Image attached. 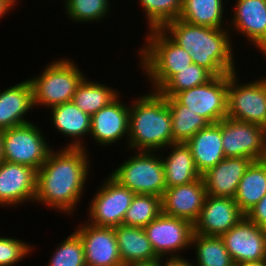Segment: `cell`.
Segmentation results:
<instances>
[{"label":"cell","instance_id":"obj_7","mask_svg":"<svg viewBox=\"0 0 266 266\" xmlns=\"http://www.w3.org/2000/svg\"><path fill=\"white\" fill-rule=\"evenodd\" d=\"M238 76L228 73L227 117L266 128V77L242 84Z\"/></svg>","mask_w":266,"mask_h":266},{"label":"cell","instance_id":"obj_4","mask_svg":"<svg viewBox=\"0 0 266 266\" xmlns=\"http://www.w3.org/2000/svg\"><path fill=\"white\" fill-rule=\"evenodd\" d=\"M149 32V33H148ZM145 44L138 50L139 66L153 91H158L174 74L193 64L190 53L175 43L161 28L145 34Z\"/></svg>","mask_w":266,"mask_h":266},{"label":"cell","instance_id":"obj_16","mask_svg":"<svg viewBox=\"0 0 266 266\" xmlns=\"http://www.w3.org/2000/svg\"><path fill=\"white\" fill-rule=\"evenodd\" d=\"M244 217L234 198L207 194L199 217L193 224L194 234L221 236Z\"/></svg>","mask_w":266,"mask_h":266},{"label":"cell","instance_id":"obj_22","mask_svg":"<svg viewBox=\"0 0 266 266\" xmlns=\"http://www.w3.org/2000/svg\"><path fill=\"white\" fill-rule=\"evenodd\" d=\"M50 118L56 131L65 135L64 137L72 138L65 147L84 148L85 135L90 136L91 116L84 113L72 101L51 107Z\"/></svg>","mask_w":266,"mask_h":266},{"label":"cell","instance_id":"obj_6","mask_svg":"<svg viewBox=\"0 0 266 266\" xmlns=\"http://www.w3.org/2000/svg\"><path fill=\"white\" fill-rule=\"evenodd\" d=\"M133 154L110 176L135 194L161 197L167 187L160 152L133 151Z\"/></svg>","mask_w":266,"mask_h":266},{"label":"cell","instance_id":"obj_29","mask_svg":"<svg viewBox=\"0 0 266 266\" xmlns=\"http://www.w3.org/2000/svg\"><path fill=\"white\" fill-rule=\"evenodd\" d=\"M170 114L173 143H186L210 123L202 116L181 105L174 97H166Z\"/></svg>","mask_w":266,"mask_h":266},{"label":"cell","instance_id":"obj_31","mask_svg":"<svg viewBox=\"0 0 266 266\" xmlns=\"http://www.w3.org/2000/svg\"><path fill=\"white\" fill-rule=\"evenodd\" d=\"M161 214V197L135 194L125 212L123 225L144 228Z\"/></svg>","mask_w":266,"mask_h":266},{"label":"cell","instance_id":"obj_43","mask_svg":"<svg viewBox=\"0 0 266 266\" xmlns=\"http://www.w3.org/2000/svg\"><path fill=\"white\" fill-rule=\"evenodd\" d=\"M260 161L266 166V142L264 144V151Z\"/></svg>","mask_w":266,"mask_h":266},{"label":"cell","instance_id":"obj_23","mask_svg":"<svg viewBox=\"0 0 266 266\" xmlns=\"http://www.w3.org/2000/svg\"><path fill=\"white\" fill-rule=\"evenodd\" d=\"M195 165L202 175L225 158L221 136V121L199 130L187 142Z\"/></svg>","mask_w":266,"mask_h":266},{"label":"cell","instance_id":"obj_40","mask_svg":"<svg viewBox=\"0 0 266 266\" xmlns=\"http://www.w3.org/2000/svg\"><path fill=\"white\" fill-rule=\"evenodd\" d=\"M126 266H159V258L152 261L132 263Z\"/></svg>","mask_w":266,"mask_h":266},{"label":"cell","instance_id":"obj_17","mask_svg":"<svg viewBox=\"0 0 266 266\" xmlns=\"http://www.w3.org/2000/svg\"><path fill=\"white\" fill-rule=\"evenodd\" d=\"M235 1L230 20L232 22H228L231 24L228 25L229 31L241 33L240 36L247 38L245 41L248 40L251 45L256 46L255 49L266 54V0Z\"/></svg>","mask_w":266,"mask_h":266},{"label":"cell","instance_id":"obj_15","mask_svg":"<svg viewBox=\"0 0 266 266\" xmlns=\"http://www.w3.org/2000/svg\"><path fill=\"white\" fill-rule=\"evenodd\" d=\"M74 231L83 242L86 266H124L114 228L95 226L86 221Z\"/></svg>","mask_w":266,"mask_h":266},{"label":"cell","instance_id":"obj_11","mask_svg":"<svg viewBox=\"0 0 266 266\" xmlns=\"http://www.w3.org/2000/svg\"><path fill=\"white\" fill-rule=\"evenodd\" d=\"M144 230L158 258L182 256L180 252L191 249L194 226L187 220L161 213Z\"/></svg>","mask_w":266,"mask_h":266},{"label":"cell","instance_id":"obj_28","mask_svg":"<svg viewBox=\"0 0 266 266\" xmlns=\"http://www.w3.org/2000/svg\"><path fill=\"white\" fill-rule=\"evenodd\" d=\"M94 81L91 82L88 77H85L78 85L72 98V102L90 116L109 105L121 94L114 87Z\"/></svg>","mask_w":266,"mask_h":266},{"label":"cell","instance_id":"obj_24","mask_svg":"<svg viewBox=\"0 0 266 266\" xmlns=\"http://www.w3.org/2000/svg\"><path fill=\"white\" fill-rule=\"evenodd\" d=\"M167 149L171 151L167 155H161L167 188L189 184L202 177L186 143H173L164 151Z\"/></svg>","mask_w":266,"mask_h":266},{"label":"cell","instance_id":"obj_37","mask_svg":"<svg viewBox=\"0 0 266 266\" xmlns=\"http://www.w3.org/2000/svg\"><path fill=\"white\" fill-rule=\"evenodd\" d=\"M245 216L266 230V195Z\"/></svg>","mask_w":266,"mask_h":266},{"label":"cell","instance_id":"obj_34","mask_svg":"<svg viewBox=\"0 0 266 266\" xmlns=\"http://www.w3.org/2000/svg\"><path fill=\"white\" fill-rule=\"evenodd\" d=\"M147 21V28H162L171 20L178 19L183 0H138Z\"/></svg>","mask_w":266,"mask_h":266},{"label":"cell","instance_id":"obj_1","mask_svg":"<svg viewBox=\"0 0 266 266\" xmlns=\"http://www.w3.org/2000/svg\"><path fill=\"white\" fill-rule=\"evenodd\" d=\"M63 148H52L37 171L34 203L72 216L83 198L91 161L84 148Z\"/></svg>","mask_w":266,"mask_h":266},{"label":"cell","instance_id":"obj_45","mask_svg":"<svg viewBox=\"0 0 266 266\" xmlns=\"http://www.w3.org/2000/svg\"><path fill=\"white\" fill-rule=\"evenodd\" d=\"M230 266H240L238 263H232Z\"/></svg>","mask_w":266,"mask_h":266},{"label":"cell","instance_id":"obj_27","mask_svg":"<svg viewBox=\"0 0 266 266\" xmlns=\"http://www.w3.org/2000/svg\"><path fill=\"white\" fill-rule=\"evenodd\" d=\"M224 1L227 0H183L179 19L193 25L228 28V25L224 24L226 22L224 14H227L224 13L226 8Z\"/></svg>","mask_w":266,"mask_h":266},{"label":"cell","instance_id":"obj_10","mask_svg":"<svg viewBox=\"0 0 266 266\" xmlns=\"http://www.w3.org/2000/svg\"><path fill=\"white\" fill-rule=\"evenodd\" d=\"M228 74L214 76L207 83L176 93L173 97L210 124L227 117Z\"/></svg>","mask_w":266,"mask_h":266},{"label":"cell","instance_id":"obj_2","mask_svg":"<svg viewBox=\"0 0 266 266\" xmlns=\"http://www.w3.org/2000/svg\"><path fill=\"white\" fill-rule=\"evenodd\" d=\"M175 43L190 53L193 63L213 76L236 72L233 42L229 29L193 25L181 19L161 28ZM230 32V34H229Z\"/></svg>","mask_w":266,"mask_h":266},{"label":"cell","instance_id":"obj_36","mask_svg":"<svg viewBox=\"0 0 266 266\" xmlns=\"http://www.w3.org/2000/svg\"><path fill=\"white\" fill-rule=\"evenodd\" d=\"M34 245L16 237L0 236V266H14L30 255Z\"/></svg>","mask_w":266,"mask_h":266},{"label":"cell","instance_id":"obj_14","mask_svg":"<svg viewBox=\"0 0 266 266\" xmlns=\"http://www.w3.org/2000/svg\"><path fill=\"white\" fill-rule=\"evenodd\" d=\"M37 170L18 163H0V206L19 207L34 202ZM17 205V206H16Z\"/></svg>","mask_w":266,"mask_h":266},{"label":"cell","instance_id":"obj_19","mask_svg":"<svg viewBox=\"0 0 266 266\" xmlns=\"http://www.w3.org/2000/svg\"><path fill=\"white\" fill-rule=\"evenodd\" d=\"M119 95L109 105L91 116L90 138L95 145L111 146L124 138L128 140L129 105L121 101ZM113 143V144H112Z\"/></svg>","mask_w":266,"mask_h":266},{"label":"cell","instance_id":"obj_42","mask_svg":"<svg viewBox=\"0 0 266 266\" xmlns=\"http://www.w3.org/2000/svg\"><path fill=\"white\" fill-rule=\"evenodd\" d=\"M3 161V130H0V163Z\"/></svg>","mask_w":266,"mask_h":266},{"label":"cell","instance_id":"obj_30","mask_svg":"<svg viewBox=\"0 0 266 266\" xmlns=\"http://www.w3.org/2000/svg\"><path fill=\"white\" fill-rule=\"evenodd\" d=\"M191 247L196 255L193 266H230L233 263L220 236L193 234Z\"/></svg>","mask_w":266,"mask_h":266},{"label":"cell","instance_id":"obj_26","mask_svg":"<svg viewBox=\"0 0 266 266\" xmlns=\"http://www.w3.org/2000/svg\"><path fill=\"white\" fill-rule=\"evenodd\" d=\"M266 195V166L252 161L240 180L234 196L241 212L246 215Z\"/></svg>","mask_w":266,"mask_h":266},{"label":"cell","instance_id":"obj_32","mask_svg":"<svg viewBox=\"0 0 266 266\" xmlns=\"http://www.w3.org/2000/svg\"><path fill=\"white\" fill-rule=\"evenodd\" d=\"M65 14L75 23L99 22L110 14L111 0H64Z\"/></svg>","mask_w":266,"mask_h":266},{"label":"cell","instance_id":"obj_12","mask_svg":"<svg viewBox=\"0 0 266 266\" xmlns=\"http://www.w3.org/2000/svg\"><path fill=\"white\" fill-rule=\"evenodd\" d=\"M221 136L225 157L261 159L266 142V128L229 117L221 120Z\"/></svg>","mask_w":266,"mask_h":266},{"label":"cell","instance_id":"obj_33","mask_svg":"<svg viewBox=\"0 0 266 266\" xmlns=\"http://www.w3.org/2000/svg\"><path fill=\"white\" fill-rule=\"evenodd\" d=\"M214 76L205 68L193 63L174 74L158 92L163 97H173L176 93L203 85Z\"/></svg>","mask_w":266,"mask_h":266},{"label":"cell","instance_id":"obj_38","mask_svg":"<svg viewBox=\"0 0 266 266\" xmlns=\"http://www.w3.org/2000/svg\"><path fill=\"white\" fill-rule=\"evenodd\" d=\"M159 266H193V263L190 262V260L188 261V259H186V257L182 258V256L159 257Z\"/></svg>","mask_w":266,"mask_h":266},{"label":"cell","instance_id":"obj_9","mask_svg":"<svg viewBox=\"0 0 266 266\" xmlns=\"http://www.w3.org/2000/svg\"><path fill=\"white\" fill-rule=\"evenodd\" d=\"M92 195L87 222L95 226L115 228L123 223L125 212L135 193L120 185L110 175Z\"/></svg>","mask_w":266,"mask_h":266},{"label":"cell","instance_id":"obj_13","mask_svg":"<svg viewBox=\"0 0 266 266\" xmlns=\"http://www.w3.org/2000/svg\"><path fill=\"white\" fill-rule=\"evenodd\" d=\"M220 237L233 263L266 258V230L251 222L246 216Z\"/></svg>","mask_w":266,"mask_h":266},{"label":"cell","instance_id":"obj_44","mask_svg":"<svg viewBox=\"0 0 266 266\" xmlns=\"http://www.w3.org/2000/svg\"><path fill=\"white\" fill-rule=\"evenodd\" d=\"M15 7H16V4H17V2H20V0L18 1V0H9Z\"/></svg>","mask_w":266,"mask_h":266},{"label":"cell","instance_id":"obj_41","mask_svg":"<svg viewBox=\"0 0 266 266\" xmlns=\"http://www.w3.org/2000/svg\"><path fill=\"white\" fill-rule=\"evenodd\" d=\"M240 266H266V258L259 261H250L239 263Z\"/></svg>","mask_w":266,"mask_h":266},{"label":"cell","instance_id":"obj_25","mask_svg":"<svg viewBox=\"0 0 266 266\" xmlns=\"http://www.w3.org/2000/svg\"><path fill=\"white\" fill-rule=\"evenodd\" d=\"M116 241L124 266L157 259L144 228L119 225L114 228Z\"/></svg>","mask_w":266,"mask_h":266},{"label":"cell","instance_id":"obj_20","mask_svg":"<svg viewBox=\"0 0 266 266\" xmlns=\"http://www.w3.org/2000/svg\"><path fill=\"white\" fill-rule=\"evenodd\" d=\"M251 162V159L245 157H225L208 169L202 174L207 194L234 198L240 180Z\"/></svg>","mask_w":266,"mask_h":266},{"label":"cell","instance_id":"obj_18","mask_svg":"<svg viewBox=\"0 0 266 266\" xmlns=\"http://www.w3.org/2000/svg\"><path fill=\"white\" fill-rule=\"evenodd\" d=\"M207 195L202 177L185 185L166 188L161 196V213L194 224Z\"/></svg>","mask_w":266,"mask_h":266},{"label":"cell","instance_id":"obj_8","mask_svg":"<svg viewBox=\"0 0 266 266\" xmlns=\"http://www.w3.org/2000/svg\"><path fill=\"white\" fill-rule=\"evenodd\" d=\"M3 130L4 161L30 166L37 171L51 152L42 129L34 123Z\"/></svg>","mask_w":266,"mask_h":266},{"label":"cell","instance_id":"obj_35","mask_svg":"<svg viewBox=\"0 0 266 266\" xmlns=\"http://www.w3.org/2000/svg\"><path fill=\"white\" fill-rule=\"evenodd\" d=\"M57 246L46 266H86L83 242L76 232Z\"/></svg>","mask_w":266,"mask_h":266},{"label":"cell","instance_id":"obj_21","mask_svg":"<svg viewBox=\"0 0 266 266\" xmlns=\"http://www.w3.org/2000/svg\"><path fill=\"white\" fill-rule=\"evenodd\" d=\"M33 108V91L28 79L0 91V130L30 123L26 113Z\"/></svg>","mask_w":266,"mask_h":266},{"label":"cell","instance_id":"obj_39","mask_svg":"<svg viewBox=\"0 0 266 266\" xmlns=\"http://www.w3.org/2000/svg\"><path fill=\"white\" fill-rule=\"evenodd\" d=\"M15 6L9 0H0V20Z\"/></svg>","mask_w":266,"mask_h":266},{"label":"cell","instance_id":"obj_5","mask_svg":"<svg viewBox=\"0 0 266 266\" xmlns=\"http://www.w3.org/2000/svg\"><path fill=\"white\" fill-rule=\"evenodd\" d=\"M86 77L76 62L59 58L48 63L39 75L30 77L34 107H51L72 101L78 85Z\"/></svg>","mask_w":266,"mask_h":266},{"label":"cell","instance_id":"obj_3","mask_svg":"<svg viewBox=\"0 0 266 266\" xmlns=\"http://www.w3.org/2000/svg\"><path fill=\"white\" fill-rule=\"evenodd\" d=\"M132 103V104H131ZM129 104L128 141L131 151L160 152L173 144L171 114L166 97L148 91Z\"/></svg>","mask_w":266,"mask_h":266}]
</instances>
